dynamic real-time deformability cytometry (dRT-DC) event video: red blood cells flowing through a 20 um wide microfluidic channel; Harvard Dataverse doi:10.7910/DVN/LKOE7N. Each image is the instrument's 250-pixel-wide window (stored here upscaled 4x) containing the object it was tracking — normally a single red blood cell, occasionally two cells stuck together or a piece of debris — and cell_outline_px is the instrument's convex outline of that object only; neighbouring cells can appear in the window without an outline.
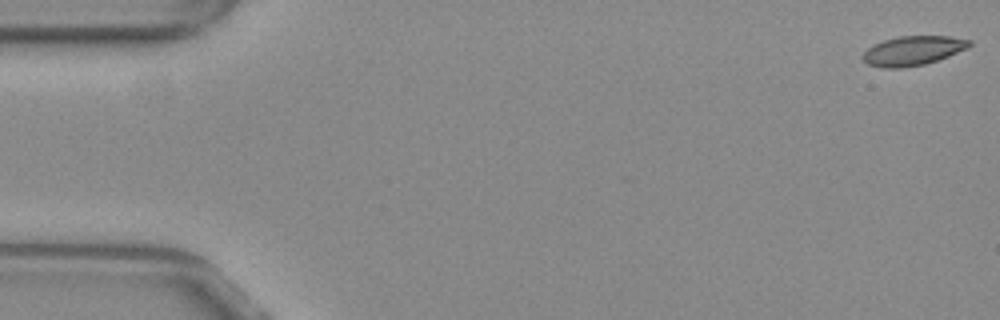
{"species": "common noctule bat (a hibernating species)", "species_latin": "Nyctalus noctula", "temperature_condition": "warm", "stored_images_in_passage": 54, "camera_frame_rate_fps": 3000, "um_per_image_px": 0.085, "animal": {"sex": "female", "body_mass_g": 29.2, "forearm_length_mm": 56.3}, "frame": {"image": 1, "passage_image": 1, "time_ms": 0.0, "image_size_px": [1000, 320], "cell_outline_px": [[972, 44], [968, 48], [948, 56], [924, 64], [900, 68], [884, 68], [868, 64], [860, 56], [868, 48], [884, 40], [900, 36], [948, 36], [972, 40]], "centroid_in_image_um": [77.61, 4.3], "position_along_channel_um": 7.4, "area_um2": 18.09}}
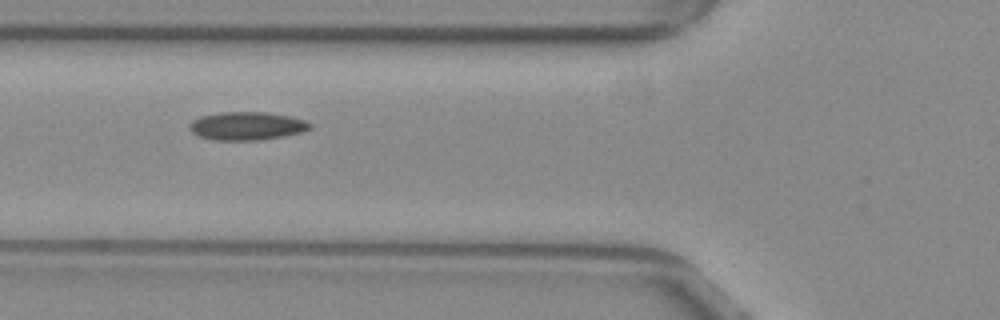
{"frame": {"image": 2, "passage_image": 20, "time_ms": 6.333, "image_size_px": [1000, 320], "cell_outline_px": [[312, 128], [304, 132], [260, 140], [216, 140], [196, 136], [188, 128], [188, 124], [192, 120], [200, 116], [220, 112], [268, 112], [288, 116], [304, 120], [312, 124]], "centroid_in_image_um": [20.96, 10.7], "position_along_channel_um": 104.8, "area_um2": 20.0}}
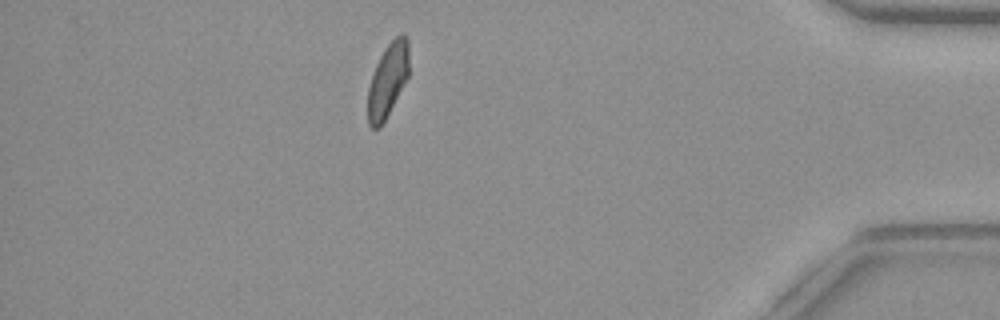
{"frame": {"image": 3, "passage_image": 47, "time_ms": 15.333, "image_size_px": [1000, 320], "cell_outline_px": [[408, 76], [380, 128], [372, 128], [368, 124], [368, 88], [372, 72], [384, 48], [400, 32], [404, 32], [408, 40]], "centroid_in_image_um": [32.95, 6.77], "position_along_channel_um": 402.3, "area_um2": 17.57}, "authors_computed_cell_mechanics": {"area_um2": 18.9584, "velocity_mm_per_s": 3.8451, "shape_relaxation_time_tau1_ms": 8.8528, "shape_relaxation_time_tau2_ms": 3.3533, "deformation_change_tau1": 0.162, "deformation_change_tau2": 0.0877}}